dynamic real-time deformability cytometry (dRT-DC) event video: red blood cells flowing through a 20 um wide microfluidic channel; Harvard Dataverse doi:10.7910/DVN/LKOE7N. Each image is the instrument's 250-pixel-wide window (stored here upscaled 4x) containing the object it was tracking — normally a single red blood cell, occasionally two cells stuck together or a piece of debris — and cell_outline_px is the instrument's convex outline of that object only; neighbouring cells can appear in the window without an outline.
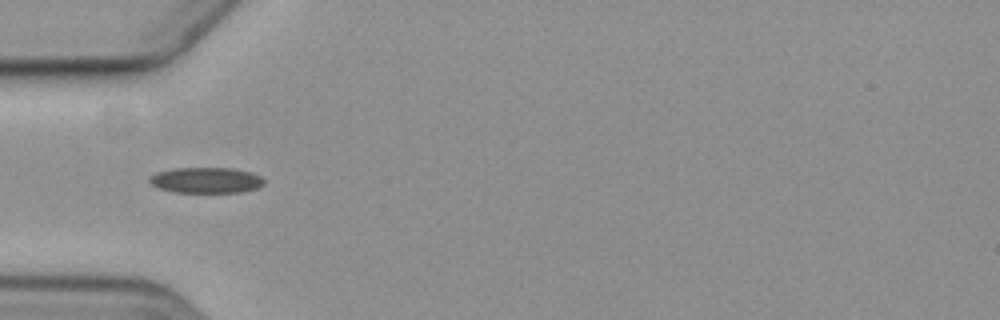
{"species": "common noctule bat (a hibernating species)", "species_latin": "Nyctalus noctula", "temperature_condition": "cold", "stored_images_in_passage": 6, "camera_frame_rate_fps": 3000, "um_per_image_px": 0.085, "animal": {"sex": "female", "body_mass_g": 19.3, "forearm_length_mm": 54.1}, "frame": {"image": 1, "passage_image": 5, "time_ms": 5.667, "image_size_px": [1000, 320], "cell_outline_px": [[264, 184], [256, 188], [244, 192], [176, 192], [160, 188], [152, 184], [148, 180], [148, 176], [156, 172], [172, 168], [232, 168], [248, 172], [260, 176], [264, 180]], "centroid_in_image_um": [17.49, 15.31], "position_along_channel_um": 67.5, "area_um2": 17.11}}
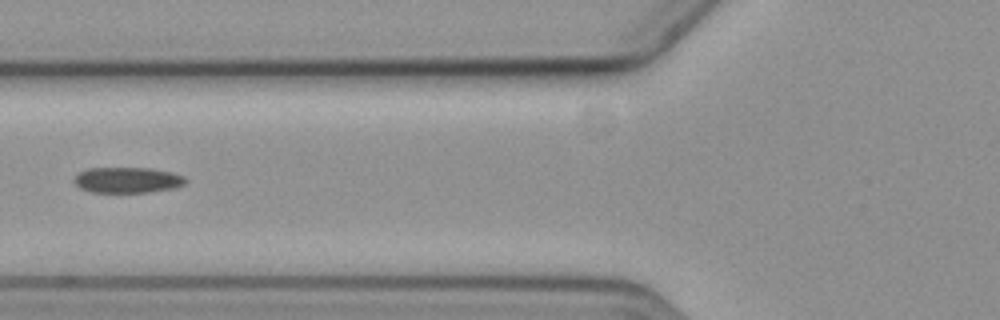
{"frame": {"image": 2, "passage_image": 6, "time_ms": 7.0, "image_size_px": [1000, 320], "cell_outline_px": [[188, 180], [184, 184], [176, 188], [148, 192], [92, 192], [80, 188], [72, 180], [80, 172], [88, 168], [152, 168], [172, 172], [184, 176]], "centroid_in_image_um": [10.87, 15.3], "position_along_channel_um": 114.9, "area_um2": 16.76}}